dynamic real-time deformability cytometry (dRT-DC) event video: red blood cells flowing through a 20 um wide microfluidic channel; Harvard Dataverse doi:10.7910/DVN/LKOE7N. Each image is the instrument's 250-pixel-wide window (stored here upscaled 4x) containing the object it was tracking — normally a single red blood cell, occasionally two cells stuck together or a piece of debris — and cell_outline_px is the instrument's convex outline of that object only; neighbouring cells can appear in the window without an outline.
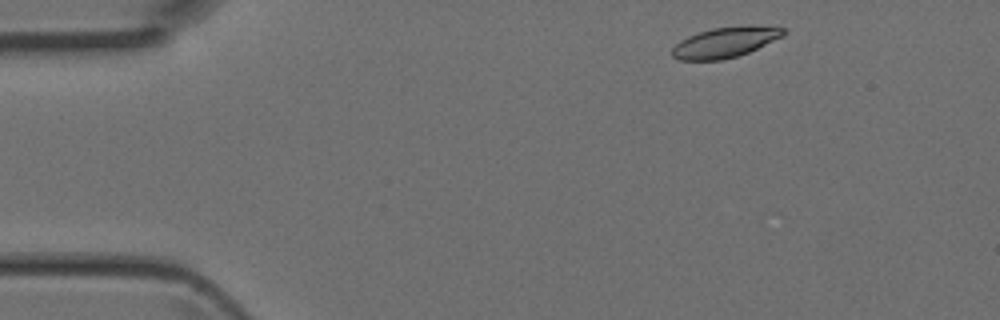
{"species": "Egyptian fruit bat (a non-hibernating species)", "species_latin": "Rousettus aegyptiacus", "temperature_condition": "room temperature", "stored_images_in_passage": 4, "camera_frame_rate_fps": 3000, "um_per_image_px": 0.085, "animal": {"sex": "female"}, "frame": {"image": 1, "passage_image": 1, "time_ms": 0.0, "image_size_px": [1000, 320], "cell_outline_px": [[788, 32], [784, 36], [748, 52], [736, 56], [720, 60], [680, 60], [672, 56], [672, 48], [680, 40], [688, 36], [712, 28], [748, 24], [784, 28]], "centroid_in_image_um": [61.67, 3.57], "position_along_channel_um": 23.3, "area_um2": 19.83}}